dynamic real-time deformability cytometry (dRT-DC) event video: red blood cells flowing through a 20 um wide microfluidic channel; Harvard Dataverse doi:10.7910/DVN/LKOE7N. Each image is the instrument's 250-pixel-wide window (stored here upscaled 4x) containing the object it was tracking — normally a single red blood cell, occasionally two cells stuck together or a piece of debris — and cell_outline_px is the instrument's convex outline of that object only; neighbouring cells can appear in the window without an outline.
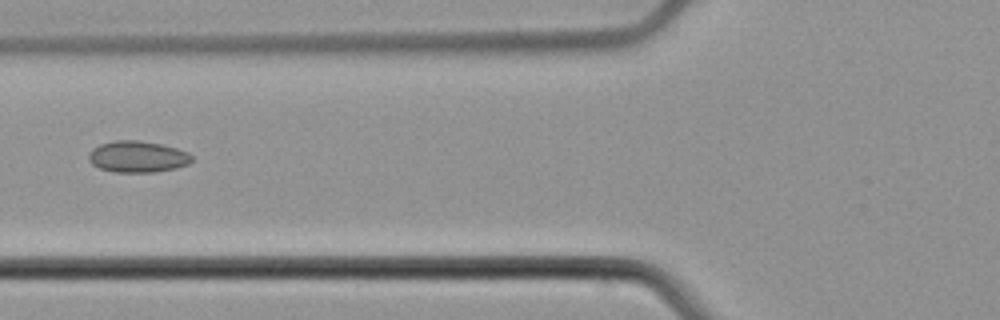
{"species": "common noctule bat (a hibernating species)", "species_latin": "Nyctalus noctula", "temperature_condition": "cold", "stored_images_in_passage": 4, "camera_frame_rate_fps": 3000, "um_per_image_px": 0.085, "animal": {"sex": "male", "body_mass_g": 21.5, "forearm_length_mm": 52.0}, "frame": {"image": 1, "passage_image": 4, "time_ms": 4.667, "image_size_px": [1000, 320], "cell_outline_px": [[192, 160], [188, 164], [176, 168], [156, 172], [116, 172], [100, 168], [92, 164], [88, 160], [88, 156], [92, 148], [100, 144], [116, 140], [140, 140], [160, 144], [176, 148], [188, 152], [192, 156]], "centroid_in_image_um": [11.69, 13.32], "position_along_channel_um": 114.1, "area_um2": 18.9}}